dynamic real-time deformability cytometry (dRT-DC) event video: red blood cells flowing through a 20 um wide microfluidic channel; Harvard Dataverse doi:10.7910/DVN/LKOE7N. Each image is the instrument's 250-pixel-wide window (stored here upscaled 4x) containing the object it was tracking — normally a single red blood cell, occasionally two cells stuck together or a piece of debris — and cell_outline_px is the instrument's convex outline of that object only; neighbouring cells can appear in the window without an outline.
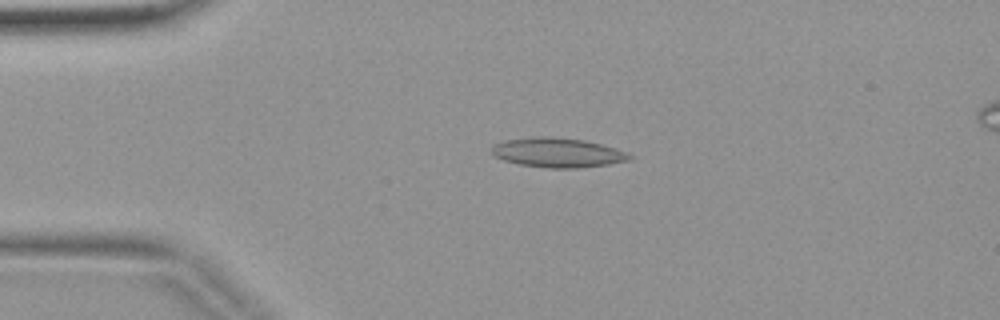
{"species": "common noctule bat (a hibernating species)", "species_latin": "Nyctalus noctula", "temperature_condition": "warm", "stored_images_in_passage": 2, "camera_frame_rate_fps": 3000, "um_per_image_px": 0.085, "animal": {"sex": "female", "body_mass_g": 19.9}, "frame": {"image": 1, "passage_image": 1, "time_ms": 0.0, "image_size_px": [1000, 320], "cell_outline_px": [[632, 156], [628, 160], [608, 164], [576, 168], [548, 168], [520, 164], [504, 160], [492, 156], [488, 152], [488, 148], [492, 144], [504, 140], [532, 136], [552, 136], [584, 140], [616, 148]], "centroid_in_image_um": [47.27, 12.95], "position_along_channel_um": 37.7, "area_um2": 23.93}}